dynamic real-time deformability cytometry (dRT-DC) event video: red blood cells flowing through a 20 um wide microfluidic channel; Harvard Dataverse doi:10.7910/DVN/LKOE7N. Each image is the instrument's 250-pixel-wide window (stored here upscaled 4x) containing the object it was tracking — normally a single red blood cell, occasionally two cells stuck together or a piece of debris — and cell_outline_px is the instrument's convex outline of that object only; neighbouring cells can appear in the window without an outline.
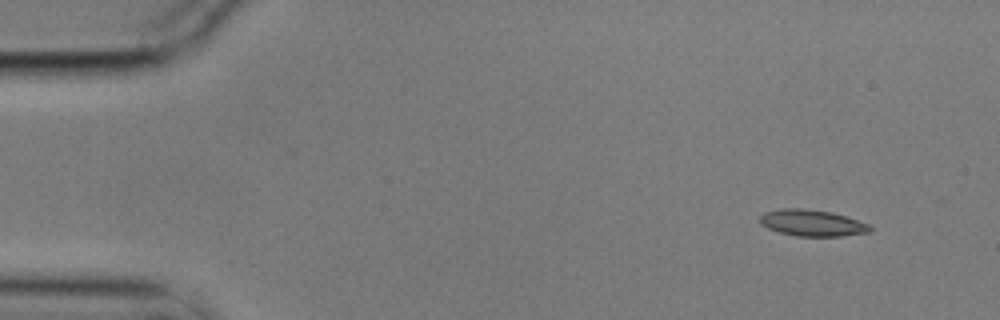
{"species": "common noctule bat (a hibernating species)", "species_latin": "Nyctalus noctula", "temperature_condition": "cold", "stored_images_in_passage": 4, "camera_frame_rate_fps": 3000, "um_per_image_px": 0.085, "animal": {"sex": "male", "body_mass_g": 17.9}, "frame": {"image": 1, "passage_image": 1, "time_ms": 0.0, "image_size_px": [1000, 320], "cell_outline_px": [[872, 232], [840, 236], [796, 236], [780, 232], [768, 228], [760, 224], [760, 216], [764, 212], [780, 208], [804, 208], [832, 212], [868, 224], [872, 228]], "centroid_in_image_um": [69.01, 18.94], "position_along_channel_um": 16.0, "area_um2": 16.94}}
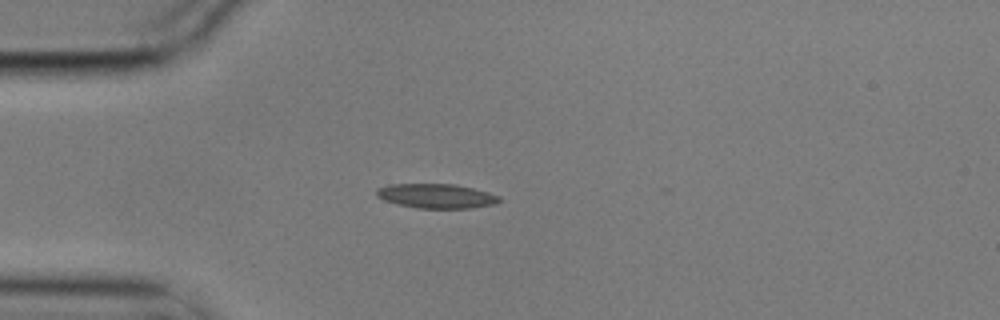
{"frame": {"image": 2, "passage_image": 4, "time_ms": 1.0, "image_size_px": [1000, 320], "cell_outline_px": [[500, 200], [496, 204], [472, 208], [416, 208], [396, 204], [384, 200], [376, 196], [376, 188], [392, 184], [456, 184], [488, 192], [500, 196]], "centroid_in_image_um": [37.08, 16.66], "position_along_channel_um": 47.9, "area_um2": 17.57}}